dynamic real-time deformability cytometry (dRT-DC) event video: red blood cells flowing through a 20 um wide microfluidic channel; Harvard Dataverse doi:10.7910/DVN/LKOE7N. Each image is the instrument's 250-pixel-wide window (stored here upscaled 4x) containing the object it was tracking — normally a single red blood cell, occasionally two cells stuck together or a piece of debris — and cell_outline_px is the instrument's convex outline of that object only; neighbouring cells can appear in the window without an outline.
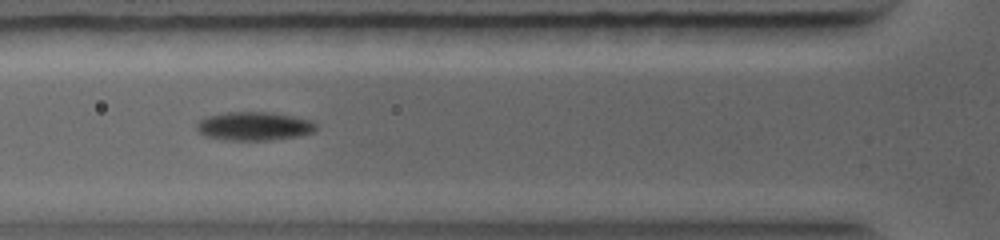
{"species": "common noctule bat (a hibernating species)", "species_latin": "Nyctalus noctula", "temperature_condition": "warm", "stored_images_in_passage": 21, "camera_frame_rate_fps": 5000, "um_per_image_px": 0.085, "animal": {"sex": "female", "body_mass_g": 19.0, "forearm_length_mm": 56.7}, "frame": {"image": 1, "passage_image": 9, "time_ms": 3.2, "image_size_px": [1000, 240], "cell_outline_px": [[316, 128], [312, 132], [300, 136], [268, 140], [224, 140], [204, 136], [196, 128], [196, 120], [204, 116], [224, 112], [272, 112], [296, 116], [312, 120], [316, 124]], "centroid_in_image_um": [21.56, 10.71], "position_along_channel_um": 104.2, "area_um2": 20.29}}
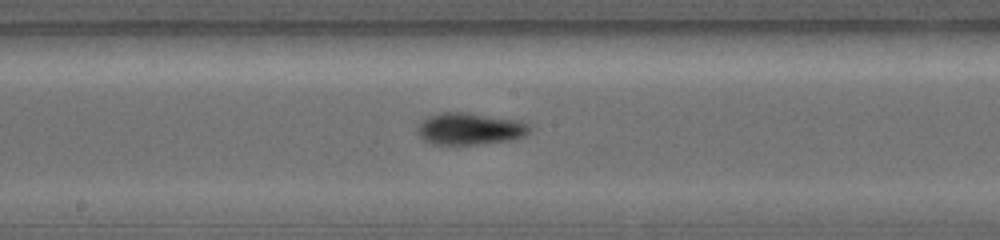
{"frame": {"image": 2, "passage_image": 14, "time_ms": 5.2, "image_size_px": [1000, 240], "cell_outline_px": [[532, 124], [528, 132], [524, 136], [512, 140], [480, 144], [436, 144], [424, 140], [416, 132], [416, 128], [420, 120], [428, 116], [440, 112], [464, 112], [528, 120]], "centroid_in_image_um": [39.99, 10.92], "position_along_channel_um": 208.2, "area_um2": 21.44}}
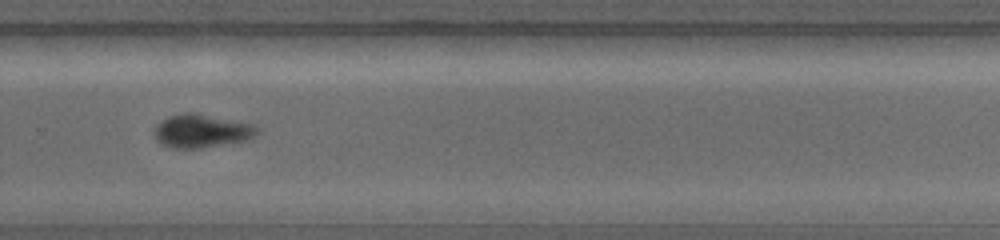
{"frame": {"image": 3, "passage_image": 20, "time_ms": 7.2, "image_size_px": [1000, 240], "cell_outline_px": [[260, 132], [244, 140], [196, 148], [172, 148], [160, 144], [156, 140], [156, 124], [168, 116], [184, 112], [192, 112], [256, 124]], "centroid_in_image_um": [17.12, 11.11], "position_along_channel_um": 312.7, "area_um2": 19.77}}